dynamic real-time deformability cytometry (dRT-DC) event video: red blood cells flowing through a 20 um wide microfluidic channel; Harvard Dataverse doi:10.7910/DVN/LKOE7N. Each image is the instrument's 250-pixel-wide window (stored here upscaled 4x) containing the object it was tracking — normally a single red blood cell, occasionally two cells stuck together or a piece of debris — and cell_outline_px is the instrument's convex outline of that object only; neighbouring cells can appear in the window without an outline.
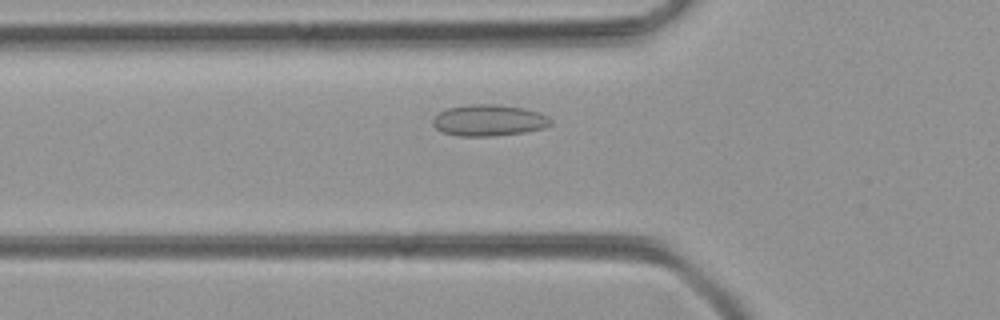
{"species": "common noctule bat (a hibernating species)", "species_latin": "Nyctalus noctula", "temperature_condition": "room temperature", "stored_images_in_passage": 45, "camera_frame_rate_fps": 3000, "um_per_image_px": 0.085, "animal": {"sex": "female", "body_mass_g": 21.9}, "frame": {"image": 1, "passage_image": 12, "time_ms": 3.667, "image_size_px": [1000, 320], "cell_outline_px": [[552, 124], [544, 128], [524, 132], [496, 136], [456, 136], [444, 132], [436, 128], [432, 124], [432, 120], [440, 112], [448, 108], [468, 104], [500, 104], [524, 108], [540, 112], [548, 116], [552, 120]], "centroid_in_image_um": [41.58, 10.22], "position_along_channel_um": 84.2, "area_um2": 21.73}}
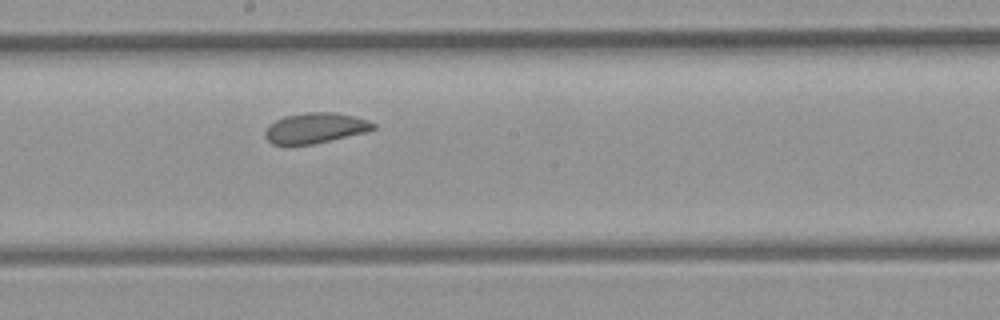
{"frame": {"image": 2, "passage_image": 22, "time_ms": 7.0, "image_size_px": [1000, 320], "cell_outline_px": [[376, 128], [368, 132], [312, 144], [272, 144], [264, 136], [264, 132], [276, 120], [284, 116], [308, 112], [332, 112], [352, 116], [368, 120], [376, 124]], "centroid_in_image_um": [26.83, 10.88], "position_along_channel_um": 221.4, "area_um2": 18.96}}
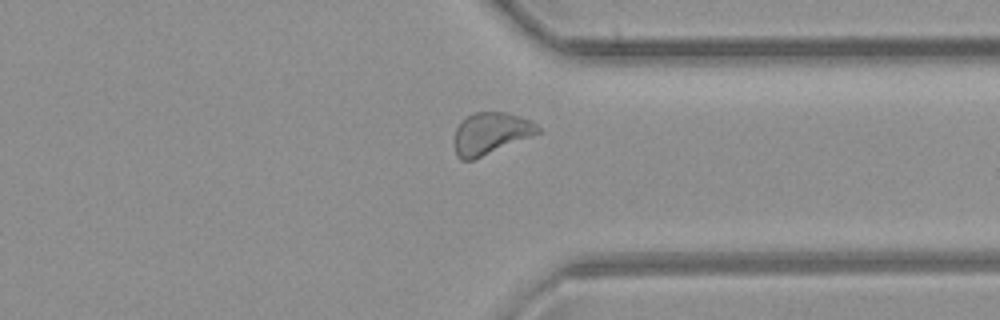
{"frame": {"image": 3, "passage_image": 33, "time_ms": 10.667, "image_size_px": [1000, 320], "cell_outline_px": [[540, 132], [532, 136], [472, 160], [460, 160], [456, 156], [452, 144], [456, 128], [460, 120], [472, 112], [508, 112], [532, 120], [540, 128]], "centroid_in_image_um": [41.66, 11.32], "position_along_channel_um": 369.7, "area_um2": 20.69}}